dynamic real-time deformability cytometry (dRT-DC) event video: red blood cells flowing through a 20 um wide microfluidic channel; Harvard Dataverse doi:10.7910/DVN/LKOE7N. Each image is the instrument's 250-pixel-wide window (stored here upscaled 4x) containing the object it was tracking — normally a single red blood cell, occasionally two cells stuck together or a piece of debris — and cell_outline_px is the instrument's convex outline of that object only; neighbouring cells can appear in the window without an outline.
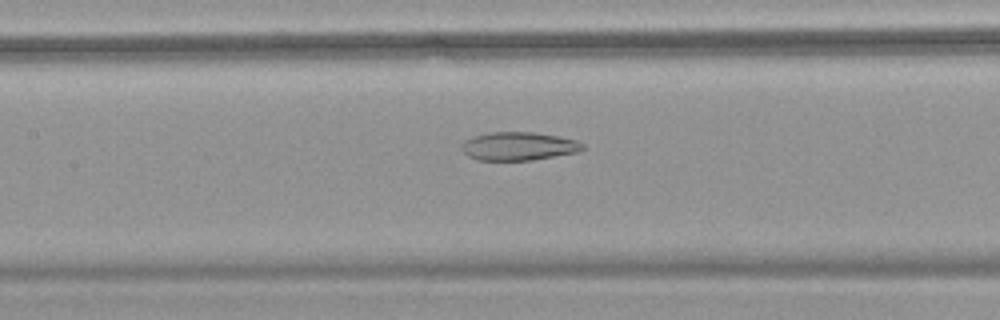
{"species": "common noctule bat (a hibernating species)", "species_latin": "Nyctalus noctula", "temperature_condition": "warm", "stored_images_in_passage": 55, "camera_frame_rate_fps": 3000, "um_per_image_px": 0.085, "animal": {"sex": "female", "body_mass_g": 18.4}, "frame": {"image": 1, "passage_image": 27, "time_ms": 8.667, "image_size_px": [1000, 320], "cell_outline_px": [[584, 148], [580, 152], [532, 160], [476, 160], [468, 156], [460, 148], [460, 144], [464, 140], [472, 136], [488, 132], [532, 132], [556, 136], [576, 140], [584, 144]], "centroid_in_image_um": [44.04, 12.43], "position_along_channel_um": 163.4, "area_um2": 20.17}}
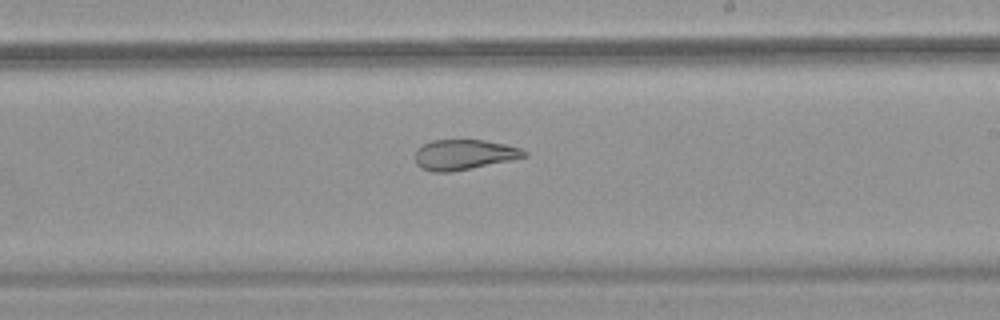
{"frame": {"image": 2, "passage_image": 34, "time_ms": 11.0, "image_size_px": [1000, 320], "cell_outline_px": [[528, 156], [512, 160], [452, 172], [432, 172], [420, 168], [416, 164], [416, 148], [432, 140], [484, 140], [504, 144], [520, 148], [528, 152]], "centroid_in_image_um": [39.44, 13.15], "position_along_channel_um": 249.6, "area_um2": 19.31}}
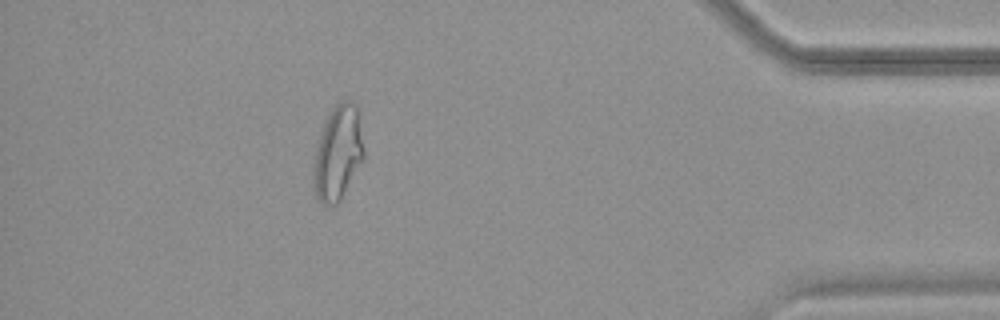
{"frame": {"image": 3, "passage_image": 50, "time_ms": 16.333, "image_size_px": [1000, 320], "cell_outline_px": [[364, 156], [340, 200], [336, 204], [324, 204], [316, 196], [312, 180], [316, 152], [324, 120], [332, 108], [340, 100], [348, 100], [356, 104], [364, 148]], "centroid_in_image_um": [28.71, 12.97], "position_along_channel_um": 406.5, "area_um2": 27.17}, "authors_computed_cell_mechanics": {"area_um2": 26.7036, "velocity_mm_per_s": 3.7122, "shape_relaxation_time_tau1_ms": null, "shape_relaxation_time_tau2_ms": 2.7526, "deformation_change_tau1": null, "deformation_change_tau2": 0.1137}}